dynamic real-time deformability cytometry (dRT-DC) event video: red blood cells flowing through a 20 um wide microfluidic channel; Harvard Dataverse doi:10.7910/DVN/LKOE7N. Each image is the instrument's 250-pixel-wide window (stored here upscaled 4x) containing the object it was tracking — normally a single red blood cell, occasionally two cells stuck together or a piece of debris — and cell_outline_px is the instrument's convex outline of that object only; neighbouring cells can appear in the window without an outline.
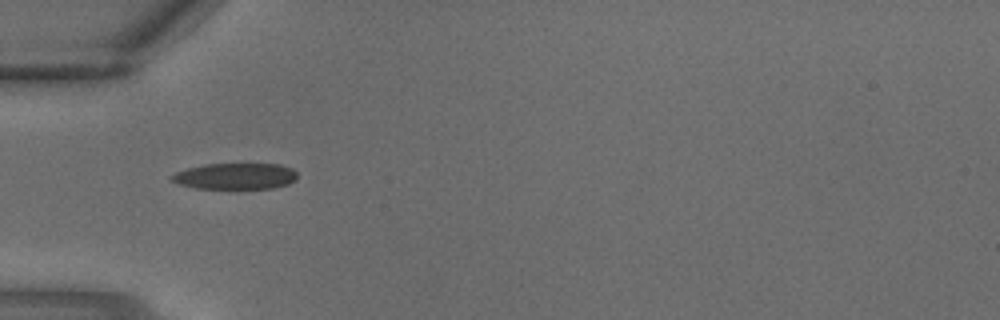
{"species": "common noctule bat (a hibernating species)", "species_latin": "Nyctalus noctula", "temperature_condition": "warm", "stored_images_in_passage": 3, "camera_frame_rate_fps": 3000, "um_per_image_px": 0.085, "animal": {"sex": "male", "body_mass_g": 18.8}, "frame": {"image": 1, "passage_image": 3, "time_ms": 0.667, "image_size_px": [1000, 320], "cell_outline_px": [[296, 180], [288, 184], [272, 188], [196, 188], [180, 184], [168, 180], [168, 176], [176, 172], [188, 168], [204, 164], [280, 164], [292, 168], [296, 172]], "centroid_in_image_um": [19.98, 14.97], "position_along_channel_um": 65.0, "area_um2": 19.19}}